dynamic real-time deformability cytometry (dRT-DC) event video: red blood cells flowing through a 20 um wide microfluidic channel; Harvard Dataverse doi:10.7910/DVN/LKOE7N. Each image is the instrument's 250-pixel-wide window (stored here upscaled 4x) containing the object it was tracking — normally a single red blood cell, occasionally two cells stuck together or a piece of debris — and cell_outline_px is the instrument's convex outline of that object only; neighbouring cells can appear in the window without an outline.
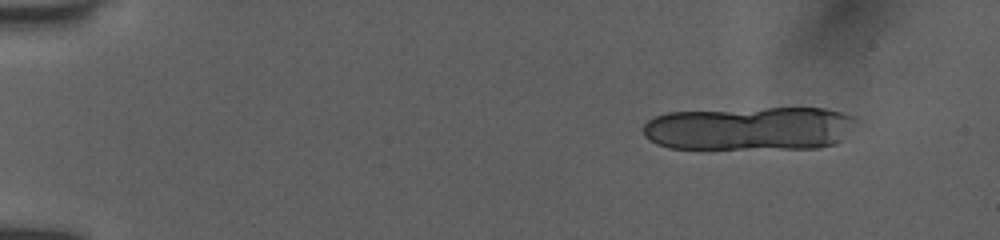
{"species": "human", "species_latin": "Homo sapiens", "temperature_condition": "room temperature", "stored_images_in_passage": 11, "segment_of_instrument_passage": [1, 2], "camera_frame_rate_fps": 3000, "um_per_image_px": 0.085, "donor": {"sex": "female"}, "frame": {"image": 1, "passage_image": 2, "time_ms": 0.667, "image_size_px": [1000, 240], "cell_outline_px": [[852, 120], [840, 140], [836, 144], [820, 148], [668, 148], [644, 136], [644, 124], [648, 120], [656, 116], [668, 112], [764, 108], [824, 108], [840, 112], [852, 116]], "centroid_in_image_um": [63.66, 10.92], "position_along_channel_um": 21.3, "area_um2": 53.47}}